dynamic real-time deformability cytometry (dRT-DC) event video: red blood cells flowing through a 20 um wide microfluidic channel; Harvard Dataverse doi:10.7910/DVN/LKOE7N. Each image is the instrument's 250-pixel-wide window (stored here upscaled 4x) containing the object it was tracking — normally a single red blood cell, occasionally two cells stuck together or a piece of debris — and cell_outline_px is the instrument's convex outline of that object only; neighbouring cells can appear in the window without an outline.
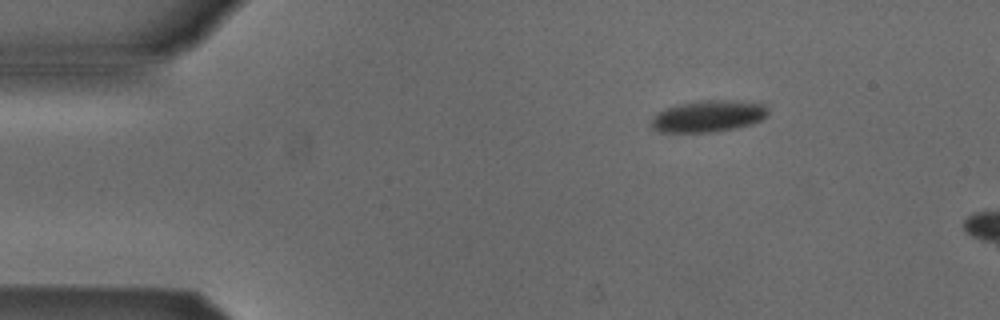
{"species": "Egyptian fruit bat (a non-hibernating species)", "species_latin": "Rousettus aegyptiacus", "temperature_condition": "cold", "stored_images_in_passage": 3, "camera_frame_rate_fps": 3000, "um_per_image_px": 0.085, "animal": {"sex": "male"}, "frame": {"image": 1, "passage_image": 1, "time_ms": 0.0, "image_size_px": [1000, 320], "cell_outline_px": [[768, 116], [760, 120], [748, 124], [732, 128], [712, 132], [660, 132], [652, 128], [652, 116], [664, 108], [676, 104], [700, 100], [728, 100], [764, 104], [768, 108]], "centroid_in_image_um": [60.16, 9.86], "position_along_channel_um": 24.8, "area_um2": 21.44}}